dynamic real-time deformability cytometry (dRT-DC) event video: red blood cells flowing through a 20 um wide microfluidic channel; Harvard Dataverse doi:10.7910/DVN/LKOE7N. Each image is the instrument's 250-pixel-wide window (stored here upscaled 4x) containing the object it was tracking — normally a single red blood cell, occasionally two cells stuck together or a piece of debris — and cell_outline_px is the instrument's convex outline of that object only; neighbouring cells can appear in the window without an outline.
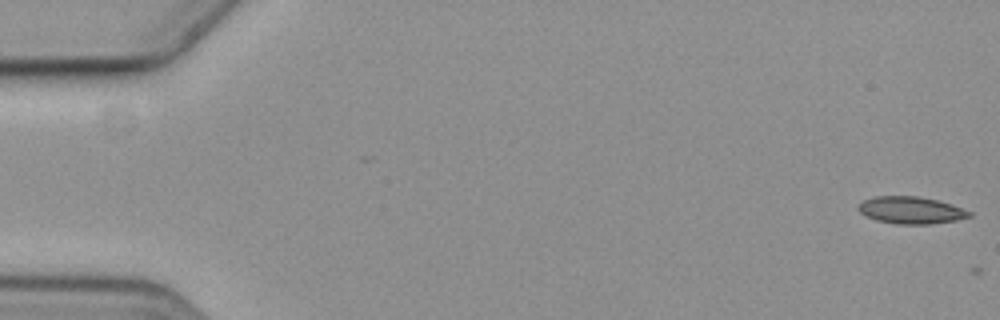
{"species": "common noctule bat (a hibernating species)", "species_latin": "Nyctalus noctula", "temperature_condition": "cold", "stored_images_in_passage": 4, "camera_frame_rate_fps": 3000, "um_per_image_px": 0.085, "animal": {"sex": "female", "body_mass_g": 19.3, "forearm_length_mm": 54.1}, "frame": {"image": 1, "passage_image": 1, "time_ms": 0.0, "image_size_px": [1000, 320], "cell_outline_px": [[972, 216], [956, 220], [928, 224], [896, 224], [876, 220], [860, 212], [856, 208], [864, 200], [876, 196], [916, 196], [936, 200], [972, 212]], "centroid_in_image_um": [77.41, 17.87], "position_along_channel_um": 7.6, "area_um2": 17.22}}